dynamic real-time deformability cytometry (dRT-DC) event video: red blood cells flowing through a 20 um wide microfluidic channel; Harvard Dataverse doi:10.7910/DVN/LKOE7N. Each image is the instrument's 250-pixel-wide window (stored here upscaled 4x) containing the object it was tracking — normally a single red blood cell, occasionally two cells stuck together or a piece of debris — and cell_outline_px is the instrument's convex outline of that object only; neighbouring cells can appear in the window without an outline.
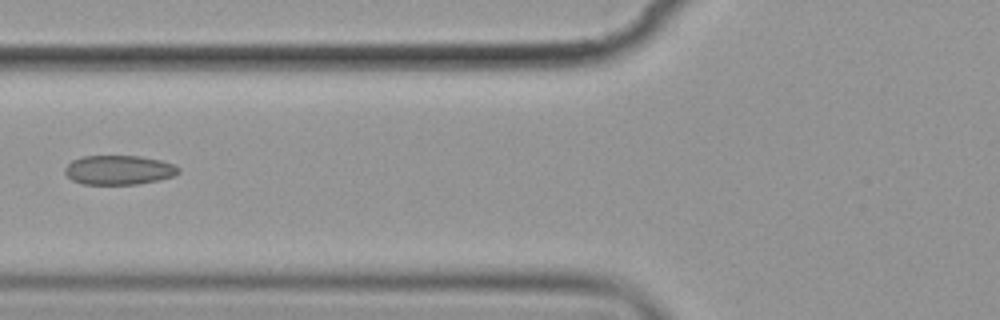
{"species": "common noctule bat (a hibernating species)", "species_latin": "Nyctalus noctula", "temperature_condition": "cold", "stored_images_in_passage": 6, "camera_frame_rate_fps": 3000, "um_per_image_px": 0.085, "animal": {"sex": "female", "body_mass_g": 19.9}, "frame": {"image": 1, "passage_image": 6, "time_ms": 6.667, "image_size_px": [1000, 320], "cell_outline_px": [[180, 172], [172, 176], [156, 180], [136, 184], [84, 184], [72, 180], [64, 172], [64, 168], [72, 160], [84, 156], [140, 156], [160, 160], [172, 164], [180, 168]], "centroid_in_image_um": [10.08, 14.44], "position_along_channel_um": 115.7, "area_um2": 19.25}}